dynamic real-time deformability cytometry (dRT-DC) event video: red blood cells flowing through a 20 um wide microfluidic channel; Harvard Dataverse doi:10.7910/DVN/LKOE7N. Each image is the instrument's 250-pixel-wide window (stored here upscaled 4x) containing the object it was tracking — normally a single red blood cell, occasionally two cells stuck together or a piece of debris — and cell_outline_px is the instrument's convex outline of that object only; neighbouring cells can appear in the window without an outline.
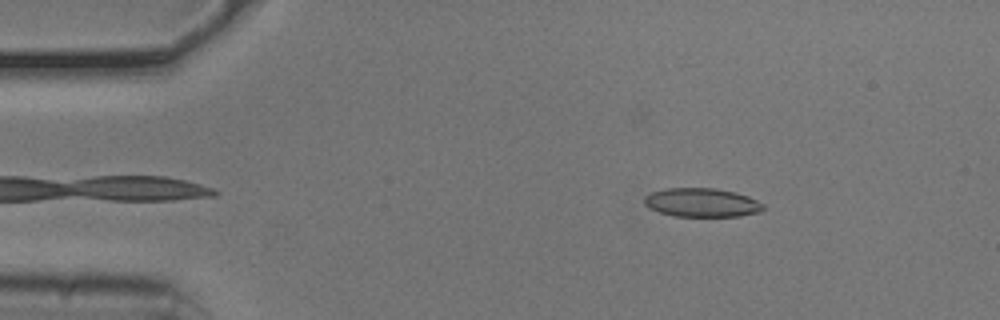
{"species": "common noctule bat (a hibernating species)", "species_latin": "Nyctalus noctula", "temperature_condition": "cold", "stored_images_in_passage": 48, "camera_frame_rate_fps": 3000, "um_per_image_px": 0.085, "animal": {"sex": "male", "body_mass_g": 20.5, "forearm_length_mm": 52.5}, "frame": {"image": 1, "passage_image": 3, "time_ms": 0.667, "image_size_px": [1000, 320], "cell_outline_px": [[764, 208], [760, 212], [740, 216], [672, 216], [648, 208], [644, 204], [644, 196], [652, 192], [664, 188], [716, 188], [736, 192], [748, 196], [764, 204]], "centroid_in_image_um": [59.64, 17.21], "position_along_channel_um": 25.4, "area_um2": 20.11}}
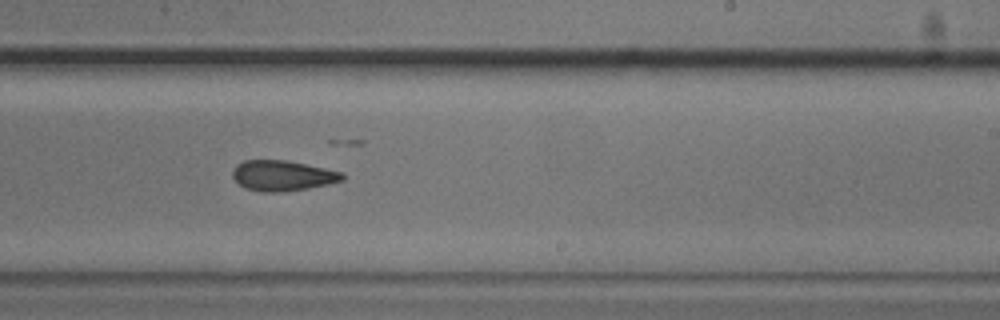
{"frame": {"image": 2, "passage_image": 27, "time_ms": 8.667, "image_size_px": [1000, 320], "cell_outline_px": [[344, 180], [328, 184], [308, 188], [284, 192], [260, 192], [244, 188], [232, 176], [232, 172], [236, 164], [244, 160], [288, 160], [344, 172]], "centroid_in_image_um": [24.02, 14.93], "position_along_channel_um": 265.0, "area_um2": 19.65}}
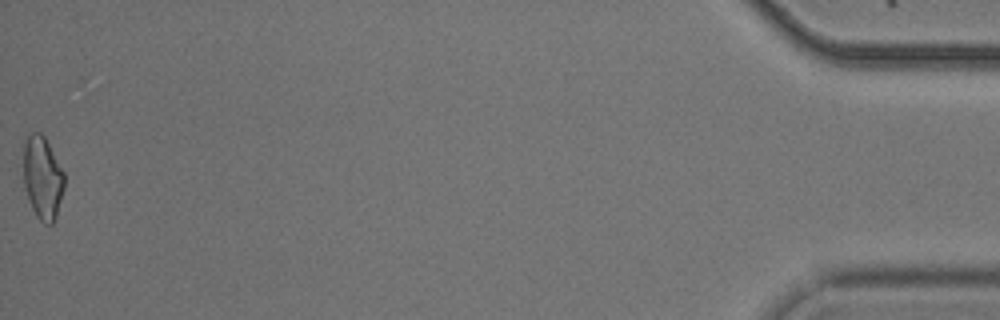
{"frame": {"image": 3, "passage_image": 48, "time_ms": 15.667, "image_size_px": [1000, 320], "cell_outline_px": [[64, 188], [56, 216], [52, 224], [44, 224], [36, 216], [28, 200], [24, 188], [24, 140], [32, 132], [40, 132], [44, 136], [64, 172]], "centroid_in_image_um": [3.61, 15.12], "position_along_channel_um": 431.6, "area_um2": 19.71}, "authors_computed_cell_mechanics": {"area_um2": 19.941, "velocity_mm_per_s": 3.7995, "shape_relaxation_time_tau1_ms": 5.6268, "shape_relaxation_time_tau2_ms": 7.7804, "deformation_change_tau1": 0.1168, "deformation_change_tau2": 0.1764}}